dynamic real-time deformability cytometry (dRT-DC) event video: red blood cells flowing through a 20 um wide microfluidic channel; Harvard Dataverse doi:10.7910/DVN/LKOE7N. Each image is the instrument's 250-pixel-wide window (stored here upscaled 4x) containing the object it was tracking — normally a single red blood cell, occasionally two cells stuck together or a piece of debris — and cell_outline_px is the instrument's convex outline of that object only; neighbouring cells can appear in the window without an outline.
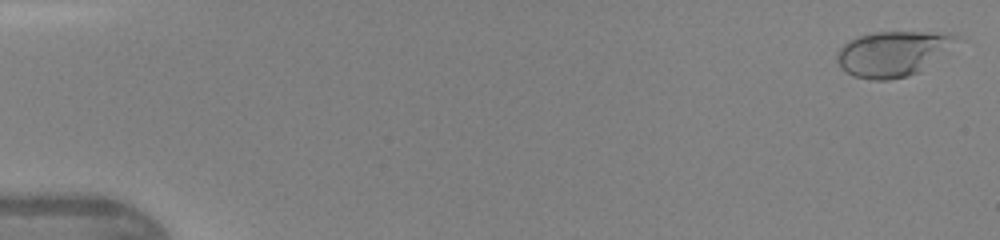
{"species": "human", "species_latin": "Homo sapiens", "temperature_condition": "warm", "stored_images_in_passage": 47, "camera_frame_rate_fps": 3000, "um_per_image_px": 0.085, "donor": {"sex": "female"}, "frame": {"image": 1, "passage_image": 1, "time_ms": 0.0, "image_size_px": [1000, 240], "cell_outline_px": [[960, 36], [916, 72], [908, 76], [888, 80], [872, 80], [852, 76], [840, 68], [836, 60], [836, 52], [848, 40], [856, 36], [872, 32], [956, 32]], "centroid_in_image_um": [75.74, 4.54], "position_along_channel_um": 9.3, "area_um2": 30.81}}
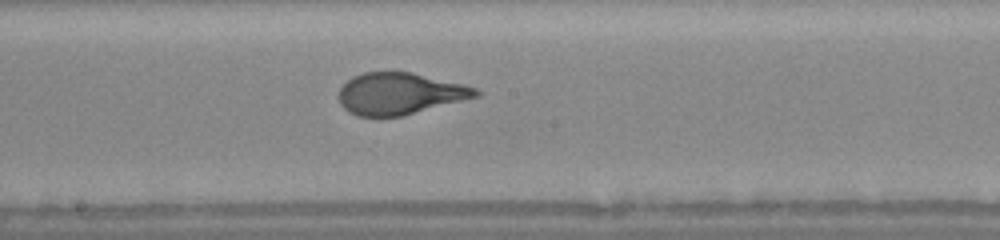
{"frame": {"image": 2, "passage_image": 26, "time_ms": 8.333, "image_size_px": [1000, 240], "cell_outline_px": [[484, 92], [480, 96], [400, 116], [356, 116], [348, 112], [340, 104], [340, 88], [352, 76], [364, 72], [412, 72], [464, 84], [476, 88]], "centroid_in_image_um": [34.01, 7.95], "position_along_channel_um": 214.2, "area_um2": 33.23}}
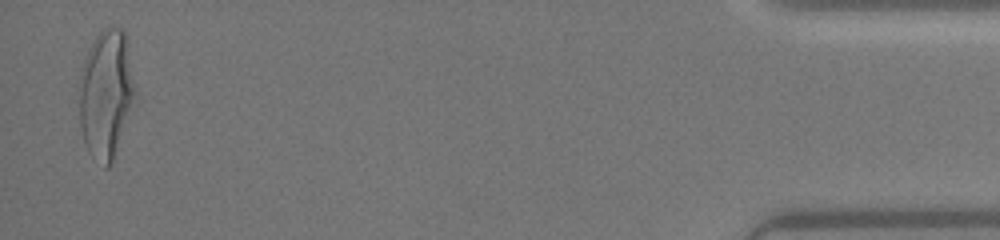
{"frame": {"image": 3, "passage_image": 46, "time_ms": 15.0, "image_size_px": [1000, 240], "cell_outline_px": [[136, 92], [112, 160], [108, 168], [104, 168], [88, 152], [84, 144], [80, 128], [80, 68], [88, 48], [96, 36], [108, 24], [120, 28], [124, 32], [128, 48], [136, 88]], "centroid_in_image_um": [8.98, 7.93], "position_along_channel_um": 426.2, "area_um2": 41.56}, "authors_computed_cell_mechanics": {"area_um2": 33.6396, "velocity_mm_per_s": 4.3385, "shape_relaxation_time_tau1_ms": 4.1072, "shape_relaxation_time_tau2_ms": null, "deformation_change_tau1": 0.1937, "deformation_change_tau2": null}}